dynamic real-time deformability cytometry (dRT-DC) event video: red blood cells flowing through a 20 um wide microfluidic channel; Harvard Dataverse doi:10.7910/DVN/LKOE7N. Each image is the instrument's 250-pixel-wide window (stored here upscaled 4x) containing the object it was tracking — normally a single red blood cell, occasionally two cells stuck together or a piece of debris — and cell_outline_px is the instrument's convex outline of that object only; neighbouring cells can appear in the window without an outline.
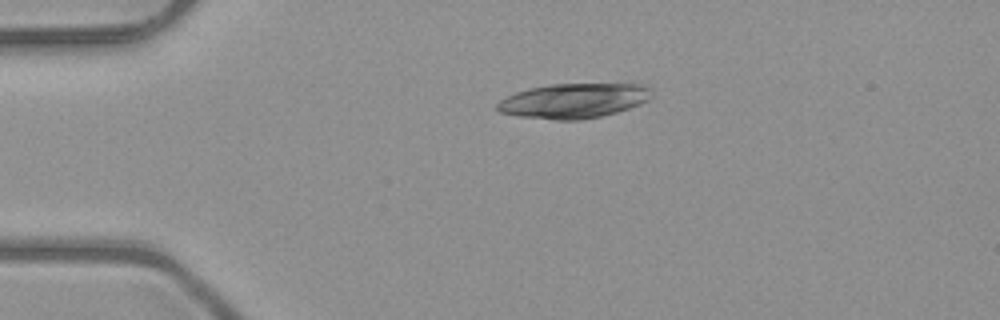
{"species": "common noctule bat (a hibernating species)", "species_latin": "Nyctalus noctula", "temperature_condition": "room temperature", "stored_images_in_passage": 34, "camera_frame_rate_fps": 3000, "um_per_image_px": 0.085, "animal": {"sex": "male", "body_mass_g": 23.1, "forearm_length_mm": 52.7}, "frame": {"image": 1, "passage_image": 1, "time_ms": 0.0, "image_size_px": [1000, 320], "cell_outline_px": [[652, 96], [648, 100], [640, 104], [616, 112], [600, 116], [580, 120], [556, 120], [520, 116], [500, 112], [496, 108], [496, 104], [500, 100], [516, 92], [528, 88], [548, 84], [644, 84], [648, 88]], "centroid_in_image_um": [48.74, 8.56], "position_along_channel_um": 36.3, "area_um2": 31.15}}